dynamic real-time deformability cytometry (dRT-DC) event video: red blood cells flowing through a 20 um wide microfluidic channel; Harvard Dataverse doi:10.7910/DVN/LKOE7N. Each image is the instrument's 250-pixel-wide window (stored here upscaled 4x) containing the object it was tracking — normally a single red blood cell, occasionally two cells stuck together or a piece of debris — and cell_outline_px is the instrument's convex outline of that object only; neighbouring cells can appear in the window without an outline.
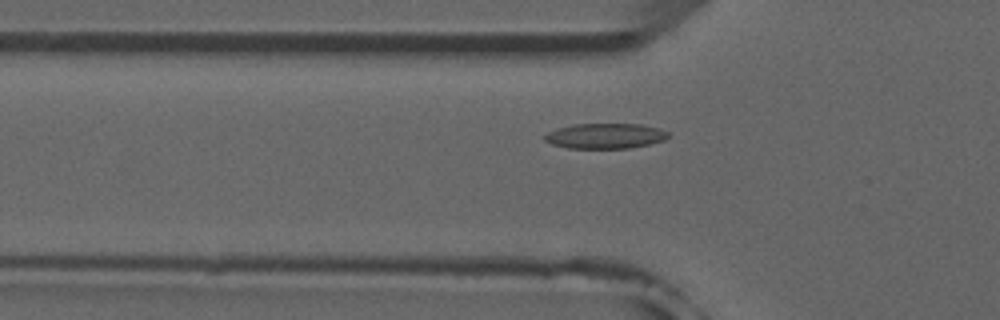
{"species": "common noctule bat (a hibernating species)", "species_latin": "Nyctalus noctula", "temperature_condition": "room temperature", "stored_images_in_passage": 52, "camera_frame_rate_fps": 3000, "um_per_image_px": 0.085, "animal": {"sex": "male", "forearm_length_mm": 52.5}, "frame": {"image": 1, "passage_image": 17, "time_ms": 5.333, "image_size_px": [1000, 320], "cell_outline_px": [[668, 136], [664, 140], [648, 144], [628, 148], [568, 148], [552, 144], [544, 140], [544, 136], [548, 132], [556, 128], [576, 124], [640, 124], [660, 128], [668, 132]], "centroid_in_image_um": [51.43, 11.55], "position_along_channel_um": 74.4, "area_um2": 18.09}}
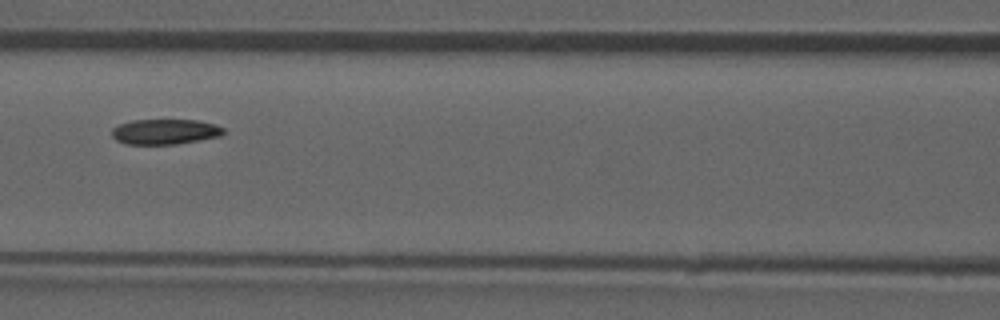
{"frame": {"image": 2, "passage_image": 23, "time_ms": 7.333, "image_size_px": [1000, 320], "cell_outline_px": [[224, 132], [220, 136], [176, 144], [124, 144], [116, 140], [112, 136], [112, 128], [120, 124], [132, 120], [196, 120], [212, 124], [224, 128]], "centroid_in_image_um": [13.98, 11.2], "position_along_channel_um": 152.6, "area_um2": 16.3}}
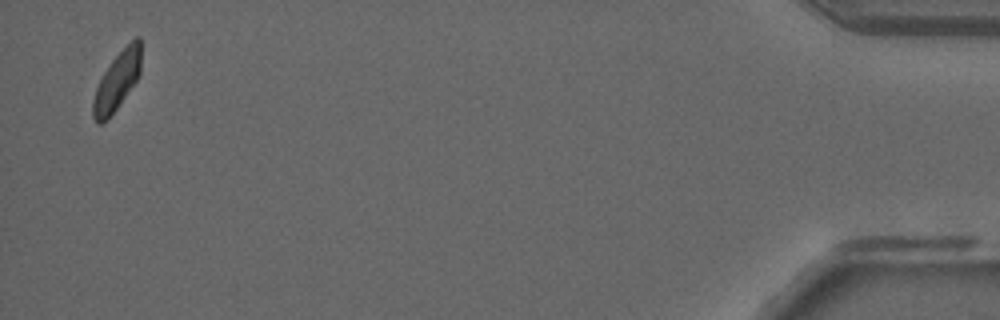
{"frame": {"image": 3, "passage_image": 51, "time_ms": 16.667, "image_size_px": [1000, 320], "cell_outline_px": [[140, 72], [136, 80], [116, 108], [100, 124], [96, 124], [92, 116], [92, 100], [96, 88], [104, 72], [112, 60], [136, 36], [140, 36]], "centroid_in_image_um": [9.92, 6.89], "position_along_channel_um": 425.3, "area_um2": 15.72}, "authors_computed_cell_mechanics": {"area_um2": 17.4845, "velocity_mm_per_s": 3.8926, "shape_relaxation_time_tau1_ms": 8.0094, "shape_relaxation_time_tau2_ms": 5.0134, "deformation_change_tau1": 0.1574, "deformation_change_tau2": 0.1036}}